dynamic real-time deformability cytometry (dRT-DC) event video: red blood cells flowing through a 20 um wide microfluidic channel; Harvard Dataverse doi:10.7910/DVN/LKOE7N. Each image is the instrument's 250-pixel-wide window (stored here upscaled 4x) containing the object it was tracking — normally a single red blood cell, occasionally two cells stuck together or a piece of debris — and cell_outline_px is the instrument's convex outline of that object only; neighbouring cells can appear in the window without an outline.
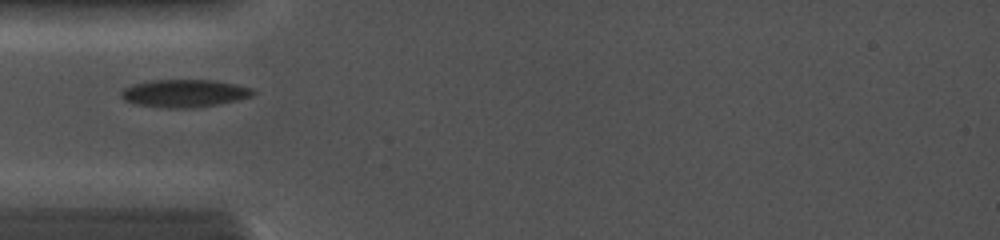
{"species": "common noctule bat (a hibernating species)", "species_latin": "Nyctalus noctula", "temperature_condition": "cold", "stored_images_in_passage": 4, "camera_frame_rate_fps": 5000, "um_per_image_px": 0.085, "animal": {"sex": "female", "body_mass_g": 19.0, "forearm_length_mm": 56.7}, "frame": {"image": 1, "passage_image": 4, "time_ms": 3.2, "image_size_px": [1000, 240], "cell_outline_px": [[256, 92], [252, 96], [236, 100], [216, 104], [192, 108], [160, 108], [136, 104], [124, 100], [120, 96], [120, 92], [124, 88], [132, 84], [148, 80], [212, 80], [236, 84], [252, 88]], "centroid_in_image_um": [15.63, 7.93], "position_along_channel_um": 69.4, "area_um2": 21.39}}